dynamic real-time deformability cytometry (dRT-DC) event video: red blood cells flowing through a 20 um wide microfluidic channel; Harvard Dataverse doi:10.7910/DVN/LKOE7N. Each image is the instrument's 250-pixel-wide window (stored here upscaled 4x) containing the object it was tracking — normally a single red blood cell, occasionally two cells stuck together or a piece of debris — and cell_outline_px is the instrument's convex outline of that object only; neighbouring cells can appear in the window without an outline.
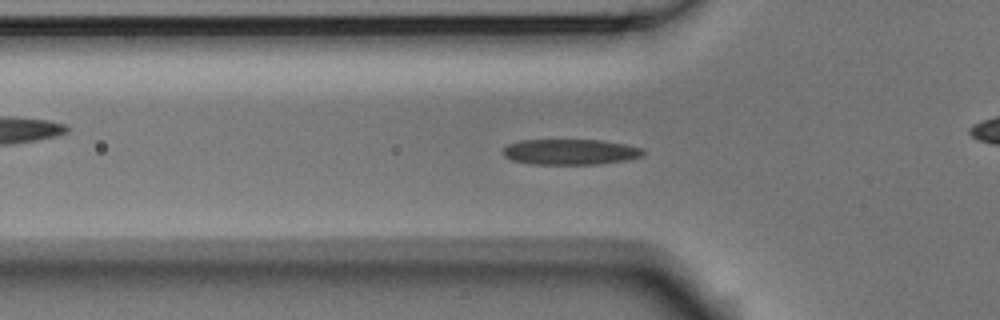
{"species": "Egyptian fruit bat (a non-hibernating species)", "species_latin": "Rousettus aegyptiacus", "temperature_condition": "room temperature", "stored_images_in_passage": 54, "camera_frame_rate_fps": 3000, "um_per_image_px": 0.085, "animal": {"sex": "male"}, "frame": {"image": 1, "passage_image": 17, "time_ms": 5.333, "image_size_px": [1000, 320], "cell_outline_px": [[644, 156], [628, 160], [600, 164], [532, 164], [512, 160], [504, 156], [504, 148], [508, 144], [520, 140], [600, 140], [624, 144], [644, 148]], "centroid_in_image_um": [48.52, 12.91], "position_along_channel_um": 77.3, "area_um2": 20.98}}
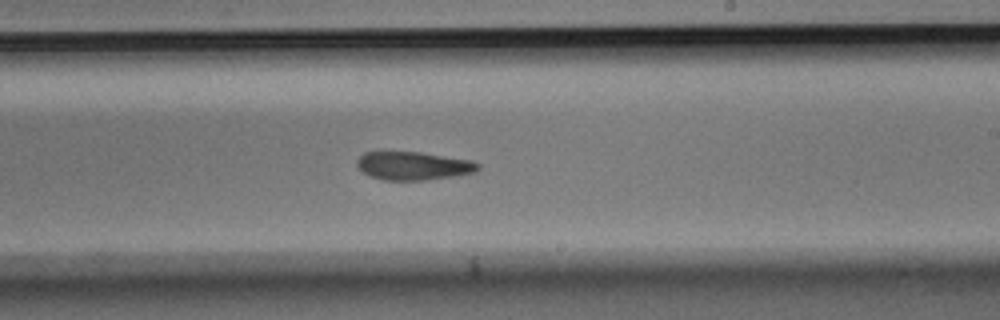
{"frame": {"image": 2, "passage_image": 31, "time_ms": 10.0, "image_size_px": [1000, 320], "cell_outline_px": [[480, 168], [476, 172], [456, 176], [428, 180], [384, 180], [372, 176], [364, 172], [356, 164], [356, 160], [364, 152], [420, 152], [472, 160], [480, 164]], "centroid_in_image_um": [35.18, 14.09], "position_along_channel_um": 253.8, "area_um2": 20.0}}
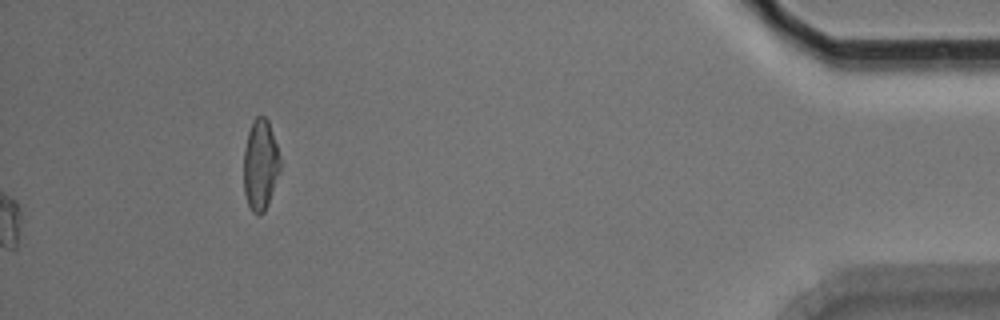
{"frame": {"image": 3, "passage_image": 54, "time_ms": 17.667, "image_size_px": [1000, 320], "cell_outline_px": [[280, 172], [268, 204], [264, 212], [260, 216], [256, 216], [252, 212], [248, 204], [244, 192], [244, 148], [248, 132], [252, 120], [256, 116], [264, 116], [268, 120], [280, 156]], "centroid_in_image_um": [22.13, 14.03], "position_along_channel_um": 413.1, "area_um2": 19.48}, "authors_computed_cell_mechanics": {"area_um2": 20.6346, "velocity_mm_per_s": 3.773, "shape_relaxation_time_tau1_ms": 4.1254, "shape_relaxation_time_tau2_ms": 4.0565, "deformation_change_tau1": 0.121, "deformation_change_tau2": 0.1207}}